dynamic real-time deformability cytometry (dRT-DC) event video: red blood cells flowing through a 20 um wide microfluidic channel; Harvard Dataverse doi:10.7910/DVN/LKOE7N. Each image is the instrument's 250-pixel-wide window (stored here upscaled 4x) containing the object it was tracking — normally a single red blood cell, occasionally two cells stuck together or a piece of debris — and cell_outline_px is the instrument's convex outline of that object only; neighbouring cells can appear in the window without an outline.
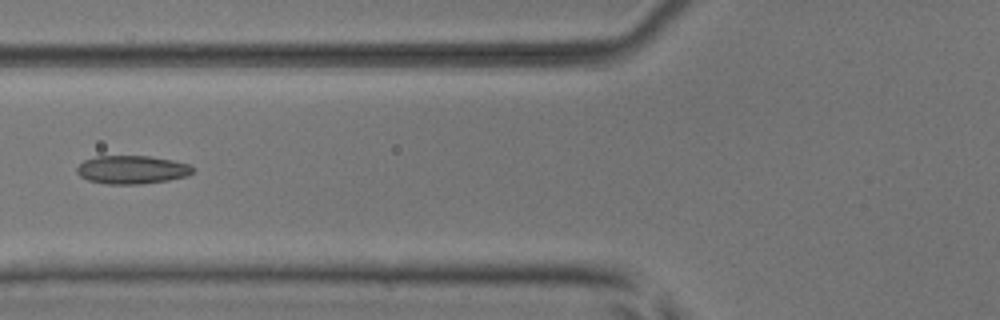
{"species": "common noctule bat (a hibernating species)", "species_latin": "Nyctalus noctula", "temperature_condition": "room temperature", "stored_images_in_passage": 6, "camera_frame_rate_fps": 3000, "um_per_image_px": 0.085, "animal": {"sex": "male", "body_mass_g": 17.9, "forearm_length_mm": 54.2}, "frame": {"image": 1, "passage_image": 6, "time_ms": 5.667, "image_size_px": [1000, 320], "cell_outline_px": [[196, 168], [188, 176], [168, 180], [140, 184], [108, 184], [88, 180], [80, 176], [76, 172], [76, 168], [84, 160], [96, 156], [148, 156], [172, 160], [188, 164]], "centroid_in_image_um": [11.22, 14.42], "position_along_channel_um": 114.6, "area_um2": 19.13}}